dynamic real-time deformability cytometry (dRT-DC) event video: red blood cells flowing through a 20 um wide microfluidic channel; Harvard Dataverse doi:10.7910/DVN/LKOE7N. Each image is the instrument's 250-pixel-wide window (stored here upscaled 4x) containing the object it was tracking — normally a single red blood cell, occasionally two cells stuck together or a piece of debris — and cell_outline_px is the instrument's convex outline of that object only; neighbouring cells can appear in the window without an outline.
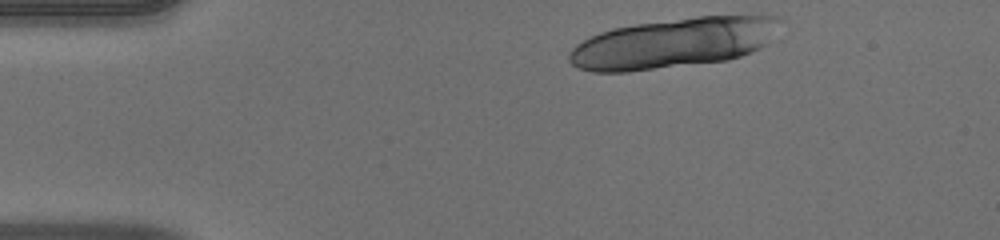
{"species": "human", "species_latin": "Homo sapiens", "temperature_condition": "warm", "stored_images_in_passage": 11, "camera_frame_rate_fps": 3000, "um_per_image_px": 0.085, "donor": {"sex": "male"}, "frame": {"image": 1, "passage_image": 1, "time_ms": 0.0, "image_size_px": [1000, 240], "cell_outline_px": [[784, 20], [768, 44], [752, 52], [728, 60], [628, 72], [592, 72], [576, 68], [568, 60], [568, 52], [576, 44], [600, 32], [612, 28], [636, 24], [696, 16], [780, 16]], "centroid_in_image_um": [57.25, 3.66], "position_along_channel_um": 27.8, "area_um2": 61.79}}